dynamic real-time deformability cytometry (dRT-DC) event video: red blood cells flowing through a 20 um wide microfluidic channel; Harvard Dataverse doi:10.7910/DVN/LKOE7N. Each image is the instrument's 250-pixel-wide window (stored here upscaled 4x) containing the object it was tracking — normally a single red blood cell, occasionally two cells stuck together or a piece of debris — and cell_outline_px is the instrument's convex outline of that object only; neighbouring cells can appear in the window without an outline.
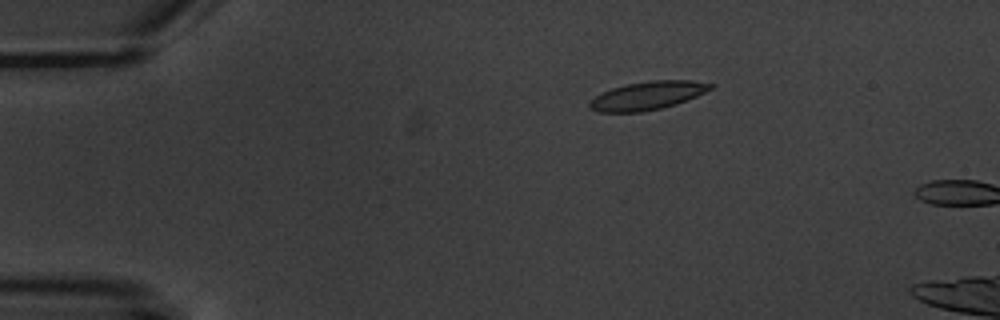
{"species": "common noctule bat (a hibernating species)", "species_latin": "Nyctalus noctula", "temperature_condition": "warm", "stored_images_in_passage": 5, "camera_frame_rate_fps": 3000, "um_per_image_px": 0.085, "animal": {"sex": "male", "body_mass_g": 20.1, "forearm_length_mm": 53.5}, "frame": {"image": 1, "passage_image": 4, "time_ms": 3.333, "image_size_px": [1000, 320], "cell_outline_px": [[716, 84], [712, 88], [696, 96], [676, 104], [660, 108], [640, 112], [600, 112], [588, 108], [588, 100], [612, 88], [624, 84], [652, 80], [692, 80]], "centroid_in_image_um": [55.02, 8.12], "position_along_channel_um": 30.0, "area_um2": 19.94}}